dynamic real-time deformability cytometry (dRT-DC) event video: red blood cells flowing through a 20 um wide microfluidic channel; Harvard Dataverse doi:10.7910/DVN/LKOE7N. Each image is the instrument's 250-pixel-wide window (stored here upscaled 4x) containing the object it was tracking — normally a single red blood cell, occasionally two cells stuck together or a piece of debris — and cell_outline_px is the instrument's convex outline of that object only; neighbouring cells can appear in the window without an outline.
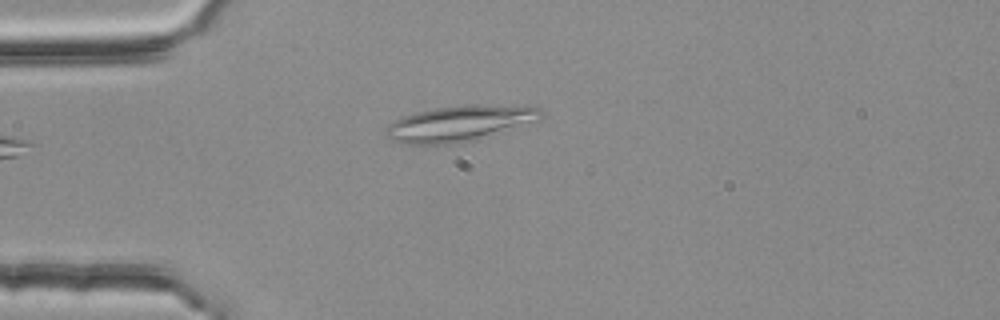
{"species": "common noctule bat (a hibernating species)", "species_latin": "Nyctalus noctula", "temperature_condition": "room temperature", "stored_images_in_passage": 1, "camera_frame_rate_fps": 3000, "um_per_image_px": 0.085, "animal": {"sex": "female", "body_mass_g": 25.1}, "frame": {"image": 1, "passage_image": 1, "time_ms": 0.0, "image_size_px": [1000, 320], "cell_outline_px": [[544, 112], [536, 120], [504, 132], [456, 144], [404, 144], [392, 140], [384, 132], [388, 124], [404, 116], [416, 112], [436, 108], [464, 104], [484, 104], [540, 108]], "centroid_in_image_um": [39.03, 10.49], "position_along_channel_um": 46.0, "area_um2": 32.08}}